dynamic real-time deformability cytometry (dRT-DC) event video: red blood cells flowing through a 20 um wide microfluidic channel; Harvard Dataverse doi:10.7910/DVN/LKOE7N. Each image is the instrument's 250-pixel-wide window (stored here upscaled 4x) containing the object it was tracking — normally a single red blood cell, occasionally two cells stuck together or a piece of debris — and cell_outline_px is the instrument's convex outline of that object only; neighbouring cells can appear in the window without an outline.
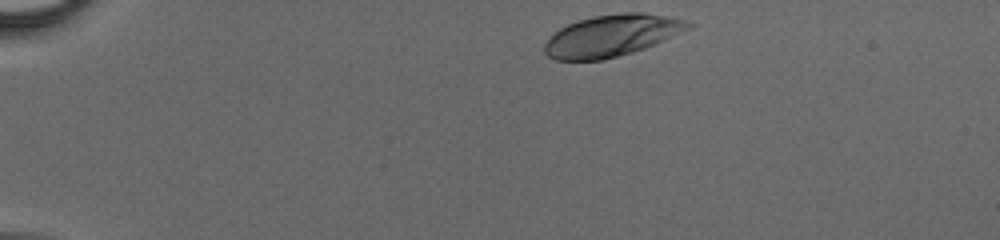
{"species": "human", "species_latin": "Homo sapiens", "temperature_condition": "cold", "stored_images_in_passage": 34, "camera_frame_rate_fps": 3000, "um_per_image_px": 0.085, "donor": {"sex": "male"}, "frame": {"image": 1, "passage_image": 1, "time_ms": 0.0, "image_size_px": [1000, 240], "cell_outline_px": [[692, 28], [664, 40], [644, 48], [632, 52], [600, 60], [552, 60], [544, 52], [544, 44], [560, 28], [568, 24], [592, 16], [620, 12], [644, 12], [684, 20], [692, 24]], "centroid_in_image_um": [51.99, 3.02], "position_along_channel_um": 33.0, "area_um2": 34.62}}
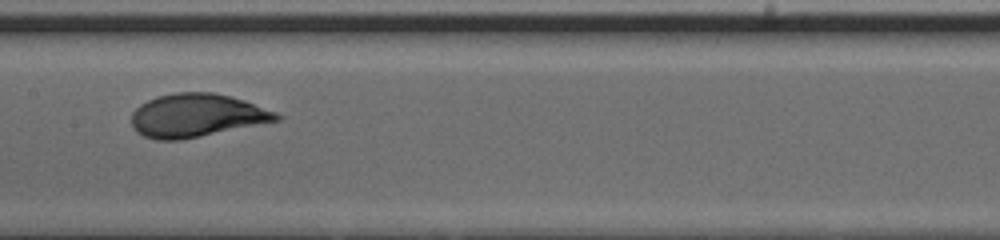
{"frame": {"image": 2, "passage_image": 17, "time_ms": 5.333, "image_size_px": [1000, 240], "cell_outline_px": [[284, 116], [280, 120], [180, 140], [156, 140], [144, 136], [136, 132], [132, 128], [132, 112], [140, 104], [156, 96], [176, 92], [212, 92], [232, 96], [244, 100], [276, 112]], "centroid_in_image_um": [16.7, 9.81], "position_along_channel_um": 190.7, "area_um2": 36.59}}
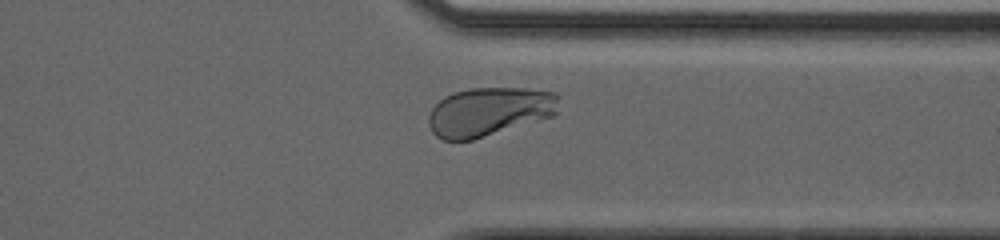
{"frame": {"image": 3, "passage_image": 29, "time_ms": 9.333, "image_size_px": [1000, 240], "cell_outline_px": [[560, 96], [556, 116], [472, 140], [444, 140], [436, 136], [432, 132], [428, 124], [428, 116], [432, 108], [444, 96], [456, 92], [472, 88], [524, 88], [556, 92]], "centroid_in_image_um": [41.62, 9.49], "position_along_channel_um": 369.8, "area_um2": 37.4}}